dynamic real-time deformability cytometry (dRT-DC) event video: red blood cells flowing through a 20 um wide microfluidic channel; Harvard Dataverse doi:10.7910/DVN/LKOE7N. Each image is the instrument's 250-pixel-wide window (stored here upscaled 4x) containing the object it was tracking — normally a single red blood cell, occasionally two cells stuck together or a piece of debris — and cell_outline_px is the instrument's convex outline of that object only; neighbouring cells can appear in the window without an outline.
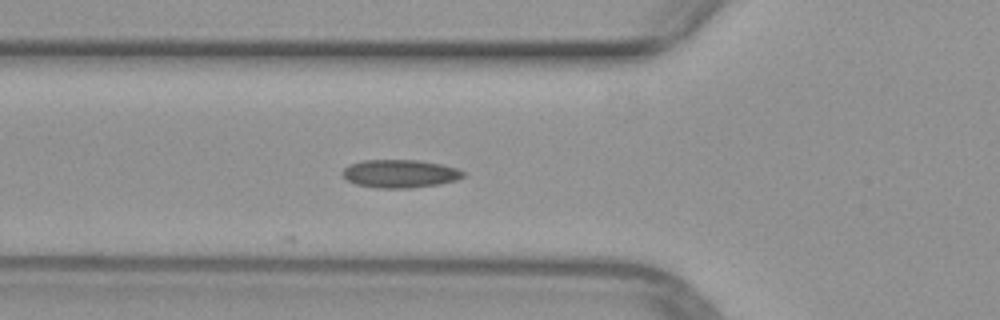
{"species": "common noctule bat (a hibernating species)", "species_latin": "Nyctalus noctula", "temperature_condition": "warm", "stored_images_in_passage": 10, "camera_frame_rate_fps": 3000, "um_per_image_px": 0.085, "animal": {"sex": "female", "body_mass_g": 29.2, "forearm_length_mm": 56.3}, "frame": {"image": 1, "passage_image": 2, "time_ms": 0.333, "image_size_px": [1000, 320], "cell_outline_px": [[464, 176], [456, 180], [440, 184], [412, 188], [376, 188], [356, 184], [348, 180], [340, 172], [348, 164], [364, 160], [420, 160], [444, 164], [456, 168], [464, 172]], "centroid_in_image_um": [34.0, 14.76], "position_along_channel_um": 91.8, "area_um2": 19.94}}